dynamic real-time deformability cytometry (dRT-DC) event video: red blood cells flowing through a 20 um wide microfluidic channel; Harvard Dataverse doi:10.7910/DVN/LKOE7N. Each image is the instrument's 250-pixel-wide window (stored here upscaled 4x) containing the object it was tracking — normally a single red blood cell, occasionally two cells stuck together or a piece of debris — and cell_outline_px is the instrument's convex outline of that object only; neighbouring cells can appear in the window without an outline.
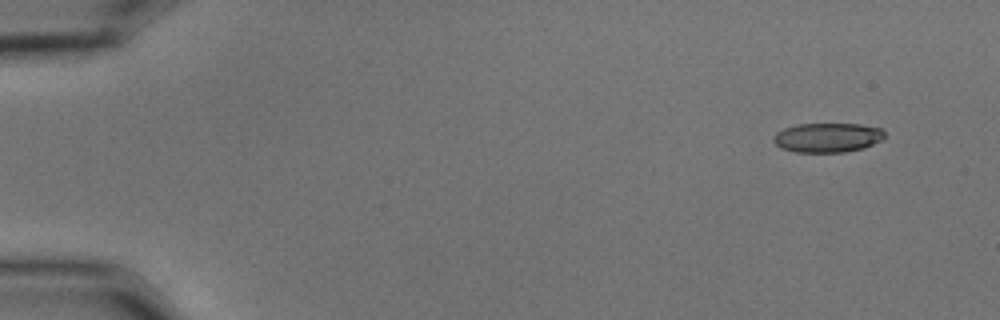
{"species": "common noctule bat (a hibernating species)", "species_latin": "Nyctalus noctula", "temperature_condition": "cold", "stored_images_in_passage": 14, "camera_frame_rate_fps": 3000, "um_per_image_px": 0.085, "animal": {"sex": "male", "body_mass_g": 15.6}, "frame": {"image": 1, "passage_image": 1, "time_ms": 0.0, "image_size_px": [1000, 320], "cell_outline_px": [[884, 136], [880, 140], [864, 148], [844, 152], [796, 152], [780, 148], [772, 140], [772, 136], [776, 132], [784, 128], [796, 124], [860, 124], [880, 128], [884, 132]], "centroid_in_image_um": [70.29, 11.69], "position_along_channel_um": 14.7, "area_um2": 19.07}}
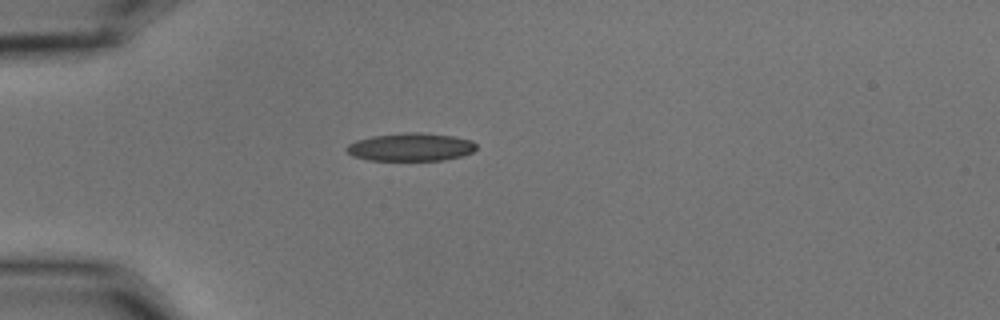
{"frame": {"image": 2, "passage_image": 13, "time_ms": 4.0, "image_size_px": [1000, 320], "cell_outline_px": [[476, 148], [472, 152], [464, 156], [444, 160], [368, 160], [352, 156], [344, 148], [348, 144], [356, 140], [372, 136], [404, 132], [420, 132], [452, 136], [472, 140], [476, 144]], "centroid_in_image_um": [34.91, 12.5], "position_along_channel_um": 50.1, "area_um2": 21.33}}